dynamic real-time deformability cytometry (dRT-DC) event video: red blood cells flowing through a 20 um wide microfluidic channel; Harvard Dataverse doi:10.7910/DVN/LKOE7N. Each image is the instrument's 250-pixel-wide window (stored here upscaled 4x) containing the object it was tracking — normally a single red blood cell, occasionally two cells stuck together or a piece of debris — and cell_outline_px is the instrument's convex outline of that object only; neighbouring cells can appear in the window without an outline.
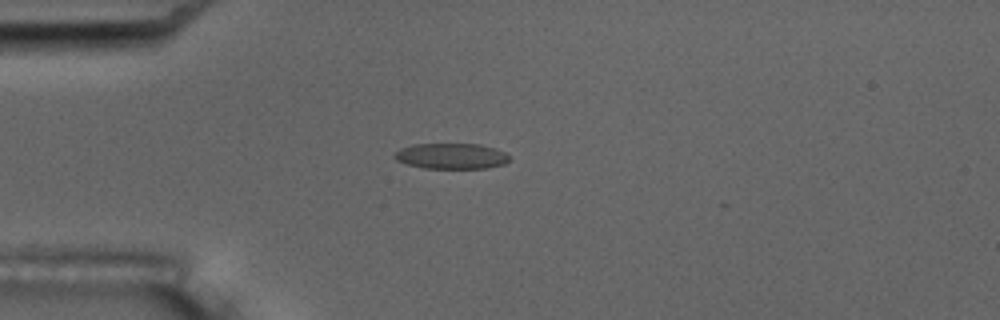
{"species": "common noctule bat (a hibernating species)", "species_latin": "Nyctalus noctula", "temperature_condition": "room temperature", "stored_images_in_passage": 3, "camera_frame_rate_fps": 3000, "um_per_image_px": 0.085, "animal": {"sex": "male", "body_mass_g": 17.5, "forearm_length_mm": 52.3}, "frame": {"image": 1, "passage_image": 3, "time_ms": 4.667, "image_size_px": [1000, 320], "cell_outline_px": [[508, 160], [504, 164], [488, 168], [424, 168], [408, 164], [396, 160], [392, 156], [400, 148], [412, 144], [480, 144], [496, 148], [504, 152], [508, 156]], "centroid_in_image_um": [38.34, 13.26], "position_along_channel_um": 46.7, "area_um2": 17.17}}